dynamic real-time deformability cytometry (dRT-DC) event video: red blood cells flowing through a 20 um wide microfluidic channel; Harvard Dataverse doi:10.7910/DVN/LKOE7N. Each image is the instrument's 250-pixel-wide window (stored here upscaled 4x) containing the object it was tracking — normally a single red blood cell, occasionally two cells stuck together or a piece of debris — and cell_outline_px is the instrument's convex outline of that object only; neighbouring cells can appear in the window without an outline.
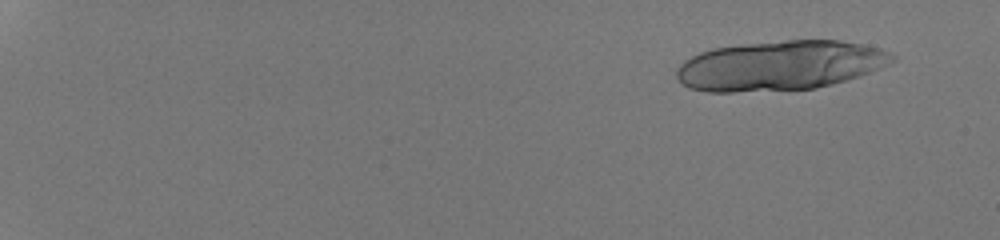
{"species": "human", "species_latin": "Homo sapiens", "temperature_condition": "room temperature", "stored_images_in_passage": 22, "camera_frame_rate_fps": 3000, "um_per_image_px": 0.085, "donor": {"sex": "male"}, "frame": {"image": 1, "passage_image": 5, "time_ms": 1.333, "image_size_px": [1000, 240], "cell_outline_px": [[896, 60], [888, 64], [868, 72], [832, 84], [816, 88], [732, 92], [708, 92], [688, 88], [676, 76], [676, 68], [684, 60], [700, 52], [712, 48], [744, 44], [788, 40], [840, 40], [880, 48], [896, 56]], "centroid_in_image_um": [66.26, 5.56], "position_along_channel_um": 18.7, "area_um2": 62.08}}